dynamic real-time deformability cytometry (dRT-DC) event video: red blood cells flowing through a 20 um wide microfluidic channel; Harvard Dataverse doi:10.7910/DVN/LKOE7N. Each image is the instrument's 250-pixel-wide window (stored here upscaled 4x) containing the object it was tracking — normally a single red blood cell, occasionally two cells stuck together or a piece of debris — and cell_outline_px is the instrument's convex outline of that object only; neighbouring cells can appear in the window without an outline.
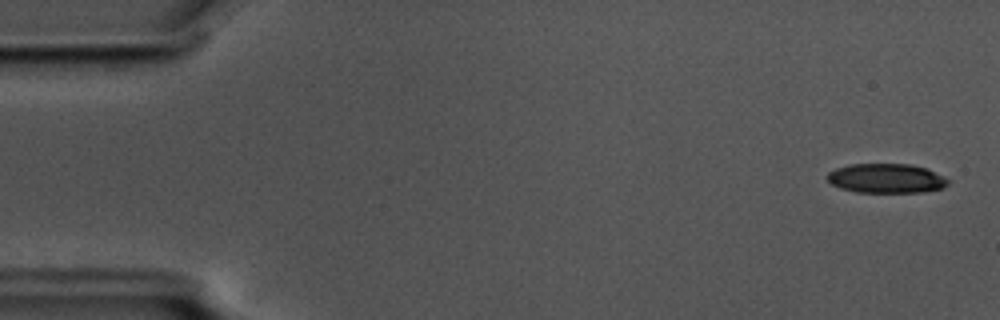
{"species": "common noctule bat (a hibernating species)", "species_latin": "Nyctalus noctula", "temperature_condition": "cold", "stored_images_in_passage": 56, "camera_frame_rate_fps": 3000, "um_per_image_px": 0.085, "animal": {"sex": "male", "body_mass_g": 17.5, "forearm_length_mm": 52.3}, "frame": {"image": 1, "passage_image": 2, "time_ms": 0.333, "image_size_px": [1000, 320], "cell_outline_px": [[952, 180], [944, 188], [924, 192], [856, 192], [840, 188], [832, 184], [824, 176], [828, 172], [836, 168], [848, 164], [908, 164], [924, 168]], "centroid_in_image_um": [75.32, 15.16], "position_along_channel_um": 9.7, "area_um2": 20.81}}
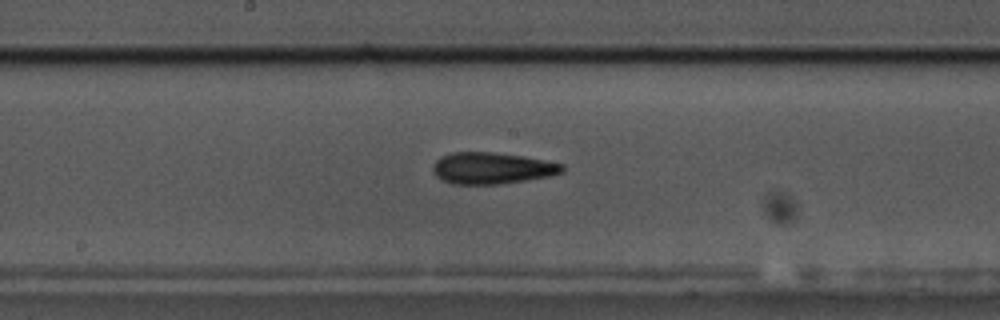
{"frame": {"image": 2, "passage_image": 29, "time_ms": 9.333, "image_size_px": [1000, 320], "cell_outline_px": [[564, 172], [548, 176], [524, 180], [496, 184], [452, 184], [436, 176], [432, 172], [432, 164], [436, 160], [452, 152], [492, 152], [520, 156], [564, 164]], "centroid_in_image_um": [41.78, 14.29], "position_along_channel_um": 206.4, "area_um2": 23.47}}
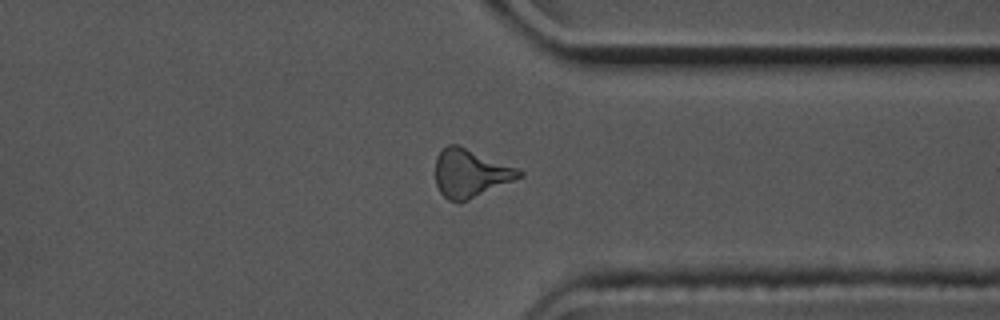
{"frame": {"image": 3, "passage_image": 43, "time_ms": 14.0, "image_size_px": [1000, 320], "cell_outline_px": [[524, 176], [460, 204], [448, 200], [440, 192], [436, 184], [436, 156], [448, 144], [456, 144], [516, 168], [524, 172]], "centroid_in_image_um": [39.97, 14.76], "position_along_channel_um": 371.4, "area_um2": 23.35}, "authors_computed_cell_mechanics": {"area_um2": 22.8021, "velocity_mm_per_s": 3.5841, "shape_relaxation_time_tau1_ms": 6.9377, "shape_relaxation_time_tau2_ms": 4.7209, "deformation_change_tau1": 0.2004, "deformation_change_tau2": 0.1726}}